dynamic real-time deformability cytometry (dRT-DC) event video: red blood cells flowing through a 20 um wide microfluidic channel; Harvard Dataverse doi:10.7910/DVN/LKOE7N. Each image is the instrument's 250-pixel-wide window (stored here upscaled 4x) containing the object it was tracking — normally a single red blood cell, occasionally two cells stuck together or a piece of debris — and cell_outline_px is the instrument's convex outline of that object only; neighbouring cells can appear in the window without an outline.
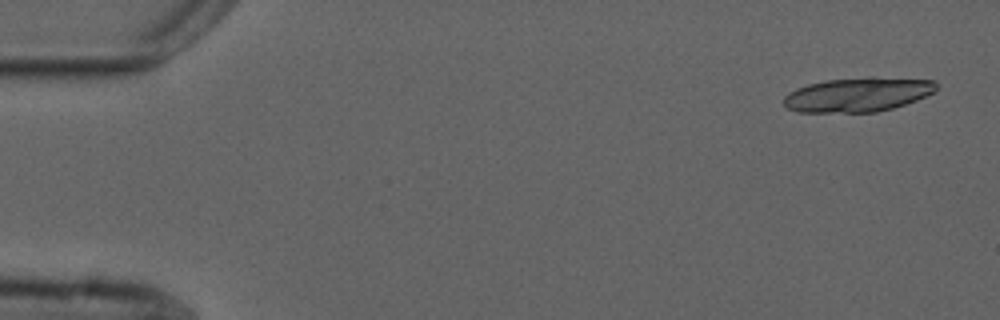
{"species": "common noctule bat (a hibernating species)", "species_latin": "Nyctalus noctula", "temperature_condition": "cold", "stored_images_in_passage": 6, "camera_frame_rate_fps": 3000, "um_per_image_px": 0.085, "animal": {"sex": "male", "forearm_length_mm": 52.5}, "frame": {"image": 1, "passage_image": 1, "time_ms": 0.0, "image_size_px": [1000, 320], "cell_outline_px": [[936, 92], [916, 100], [892, 108], [876, 112], [796, 112], [788, 108], [784, 104], [784, 96], [788, 92], [796, 88], [808, 84], [824, 80], [868, 76], [872, 76], [936, 80]], "centroid_in_image_um": [72.92, 8.02], "position_along_channel_um": 12.1, "area_um2": 30.87}}